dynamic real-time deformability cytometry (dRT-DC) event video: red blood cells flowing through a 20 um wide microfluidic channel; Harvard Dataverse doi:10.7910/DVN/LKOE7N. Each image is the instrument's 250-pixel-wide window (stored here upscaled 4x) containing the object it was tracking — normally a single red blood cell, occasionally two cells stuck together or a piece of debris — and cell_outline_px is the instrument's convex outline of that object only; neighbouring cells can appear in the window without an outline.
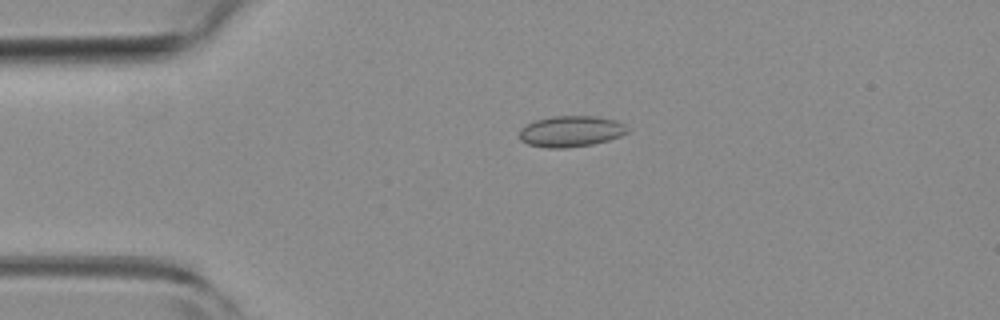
{"species": "common noctule bat (a hibernating species)", "species_latin": "Nyctalus noctula", "temperature_condition": "room temperature", "stored_images_in_passage": 3, "camera_frame_rate_fps": 3000, "um_per_image_px": 0.085, "animal": {"sex": "female", "body_mass_g": 19.3, "forearm_length_mm": 54.1}, "frame": {"image": 1, "passage_image": 3, "time_ms": 0.667, "image_size_px": [1000, 320], "cell_outline_px": [[628, 132], [620, 136], [608, 140], [592, 144], [564, 148], [544, 148], [528, 144], [520, 140], [520, 128], [536, 120], [552, 116], [596, 116], [616, 120], [624, 124], [628, 128]], "centroid_in_image_um": [48.52, 11.16], "position_along_channel_um": 36.5, "area_um2": 19.54}}